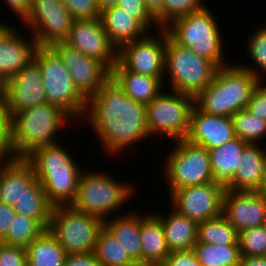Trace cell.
Segmentation results:
<instances>
[{
    "mask_svg": "<svg viewBox=\"0 0 266 266\" xmlns=\"http://www.w3.org/2000/svg\"><path fill=\"white\" fill-rule=\"evenodd\" d=\"M153 214L161 221L167 246L171 251L191 250L197 242L198 223L175 210L164 214Z\"/></svg>",
    "mask_w": 266,
    "mask_h": 266,
    "instance_id": "cell-27",
    "label": "cell"
},
{
    "mask_svg": "<svg viewBox=\"0 0 266 266\" xmlns=\"http://www.w3.org/2000/svg\"><path fill=\"white\" fill-rule=\"evenodd\" d=\"M217 70L212 61L180 46L167 33L165 72L171 77L170 90L195 98L212 82Z\"/></svg>",
    "mask_w": 266,
    "mask_h": 266,
    "instance_id": "cell-8",
    "label": "cell"
},
{
    "mask_svg": "<svg viewBox=\"0 0 266 266\" xmlns=\"http://www.w3.org/2000/svg\"><path fill=\"white\" fill-rule=\"evenodd\" d=\"M9 25L0 22V37L9 29Z\"/></svg>",
    "mask_w": 266,
    "mask_h": 266,
    "instance_id": "cell-51",
    "label": "cell"
},
{
    "mask_svg": "<svg viewBox=\"0 0 266 266\" xmlns=\"http://www.w3.org/2000/svg\"><path fill=\"white\" fill-rule=\"evenodd\" d=\"M265 85V86H264ZM247 109L256 117L266 120V84L261 80L251 94Z\"/></svg>",
    "mask_w": 266,
    "mask_h": 266,
    "instance_id": "cell-42",
    "label": "cell"
},
{
    "mask_svg": "<svg viewBox=\"0 0 266 266\" xmlns=\"http://www.w3.org/2000/svg\"><path fill=\"white\" fill-rule=\"evenodd\" d=\"M0 266H27L25 247L9 245L0 241Z\"/></svg>",
    "mask_w": 266,
    "mask_h": 266,
    "instance_id": "cell-41",
    "label": "cell"
},
{
    "mask_svg": "<svg viewBox=\"0 0 266 266\" xmlns=\"http://www.w3.org/2000/svg\"><path fill=\"white\" fill-rule=\"evenodd\" d=\"M194 106L193 96L172 90L169 93L161 91L146 105V124L150 137L166 135L173 141L185 139Z\"/></svg>",
    "mask_w": 266,
    "mask_h": 266,
    "instance_id": "cell-9",
    "label": "cell"
},
{
    "mask_svg": "<svg viewBox=\"0 0 266 266\" xmlns=\"http://www.w3.org/2000/svg\"><path fill=\"white\" fill-rule=\"evenodd\" d=\"M22 22L30 27L32 32L28 34L38 46L51 47L68 39L73 18L61 0H32L31 10Z\"/></svg>",
    "mask_w": 266,
    "mask_h": 266,
    "instance_id": "cell-12",
    "label": "cell"
},
{
    "mask_svg": "<svg viewBox=\"0 0 266 266\" xmlns=\"http://www.w3.org/2000/svg\"><path fill=\"white\" fill-rule=\"evenodd\" d=\"M204 0H165L162 7V29L174 19L204 9Z\"/></svg>",
    "mask_w": 266,
    "mask_h": 266,
    "instance_id": "cell-38",
    "label": "cell"
},
{
    "mask_svg": "<svg viewBox=\"0 0 266 266\" xmlns=\"http://www.w3.org/2000/svg\"><path fill=\"white\" fill-rule=\"evenodd\" d=\"M159 266H202L197 260L194 251H171Z\"/></svg>",
    "mask_w": 266,
    "mask_h": 266,
    "instance_id": "cell-43",
    "label": "cell"
},
{
    "mask_svg": "<svg viewBox=\"0 0 266 266\" xmlns=\"http://www.w3.org/2000/svg\"><path fill=\"white\" fill-rule=\"evenodd\" d=\"M225 190L215 181L176 189L169 194L171 209L197 223L218 217Z\"/></svg>",
    "mask_w": 266,
    "mask_h": 266,
    "instance_id": "cell-14",
    "label": "cell"
},
{
    "mask_svg": "<svg viewBox=\"0 0 266 266\" xmlns=\"http://www.w3.org/2000/svg\"><path fill=\"white\" fill-rule=\"evenodd\" d=\"M192 250L202 266H239V245H219L196 242Z\"/></svg>",
    "mask_w": 266,
    "mask_h": 266,
    "instance_id": "cell-31",
    "label": "cell"
},
{
    "mask_svg": "<svg viewBox=\"0 0 266 266\" xmlns=\"http://www.w3.org/2000/svg\"><path fill=\"white\" fill-rule=\"evenodd\" d=\"M222 215L239 233L266 224V194L226 189Z\"/></svg>",
    "mask_w": 266,
    "mask_h": 266,
    "instance_id": "cell-18",
    "label": "cell"
},
{
    "mask_svg": "<svg viewBox=\"0 0 266 266\" xmlns=\"http://www.w3.org/2000/svg\"><path fill=\"white\" fill-rule=\"evenodd\" d=\"M105 173L83 170L78 180L75 199L70 207L103 220L109 216L112 218L113 212H117L116 210L121 209L130 197H133L135 187L128 182L121 183L114 176L112 178Z\"/></svg>",
    "mask_w": 266,
    "mask_h": 266,
    "instance_id": "cell-6",
    "label": "cell"
},
{
    "mask_svg": "<svg viewBox=\"0 0 266 266\" xmlns=\"http://www.w3.org/2000/svg\"><path fill=\"white\" fill-rule=\"evenodd\" d=\"M104 228L100 217L78 212L70 206L54 207L48 230L68 254L94 252L99 232Z\"/></svg>",
    "mask_w": 266,
    "mask_h": 266,
    "instance_id": "cell-10",
    "label": "cell"
},
{
    "mask_svg": "<svg viewBox=\"0 0 266 266\" xmlns=\"http://www.w3.org/2000/svg\"><path fill=\"white\" fill-rule=\"evenodd\" d=\"M94 253L101 266H138L105 227L99 232Z\"/></svg>",
    "mask_w": 266,
    "mask_h": 266,
    "instance_id": "cell-32",
    "label": "cell"
},
{
    "mask_svg": "<svg viewBox=\"0 0 266 266\" xmlns=\"http://www.w3.org/2000/svg\"><path fill=\"white\" fill-rule=\"evenodd\" d=\"M235 135L247 144H260L266 138V120L254 116L247 108L232 117Z\"/></svg>",
    "mask_w": 266,
    "mask_h": 266,
    "instance_id": "cell-34",
    "label": "cell"
},
{
    "mask_svg": "<svg viewBox=\"0 0 266 266\" xmlns=\"http://www.w3.org/2000/svg\"><path fill=\"white\" fill-rule=\"evenodd\" d=\"M111 76L128 97L145 105L150 103L162 91V88H165L159 78L126 70L118 61L111 69Z\"/></svg>",
    "mask_w": 266,
    "mask_h": 266,
    "instance_id": "cell-25",
    "label": "cell"
},
{
    "mask_svg": "<svg viewBox=\"0 0 266 266\" xmlns=\"http://www.w3.org/2000/svg\"><path fill=\"white\" fill-rule=\"evenodd\" d=\"M247 143L237 136L219 147L208 150L214 181L226 187L237 173L242 149Z\"/></svg>",
    "mask_w": 266,
    "mask_h": 266,
    "instance_id": "cell-28",
    "label": "cell"
},
{
    "mask_svg": "<svg viewBox=\"0 0 266 266\" xmlns=\"http://www.w3.org/2000/svg\"><path fill=\"white\" fill-rule=\"evenodd\" d=\"M140 215L141 266H159L170 254L161 221L151 212Z\"/></svg>",
    "mask_w": 266,
    "mask_h": 266,
    "instance_id": "cell-23",
    "label": "cell"
},
{
    "mask_svg": "<svg viewBox=\"0 0 266 266\" xmlns=\"http://www.w3.org/2000/svg\"><path fill=\"white\" fill-rule=\"evenodd\" d=\"M7 7L11 8L16 16L20 17V20H24L31 10L32 0H4Z\"/></svg>",
    "mask_w": 266,
    "mask_h": 266,
    "instance_id": "cell-47",
    "label": "cell"
},
{
    "mask_svg": "<svg viewBox=\"0 0 266 266\" xmlns=\"http://www.w3.org/2000/svg\"><path fill=\"white\" fill-rule=\"evenodd\" d=\"M116 6L122 8L130 16L136 19L149 33L153 32L154 25L156 32L161 28L157 26V22L155 17L151 14V12L147 9L144 0H118ZM150 28V29H149ZM152 29V31H151Z\"/></svg>",
    "mask_w": 266,
    "mask_h": 266,
    "instance_id": "cell-39",
    "label": "cell"
},
{
    "mask_svg": "<svg viewBox=\"0 0 266 266\" xmlns=\"http://www.w3.org/2000/svg\"><path fill=\"white\" fill-rule=\"evenodd\" d=\"M73 20H91L101 17L97 0H61Z\"/></svg>",
    "mask_w": 266,
    "mask_h": 266,
    "instance_id": "cell-40",
    "label": "cell"
},
{
    "mask_svg": "<svg viewBox=\"0 0 266 266\" xmlns=\"http://www.w3.org/2000/svg\"><path fill=\"white\" fill-rule=\"evenodd\" d=\"M25 249L27 266H64L68 255L49 230H45Z\"/></svg>",
    "mask_w": 266,
    "mask_h": 266,
    "instance_id": "cell-30",
    "label": "cell"
},
{
    "mask_svg": "<svg viewBox=\"0 0 266 266\" xmlns=\"http://www.w3.org/2000/svg\"><path fill=\"white\" fill-rule=\"evenodd\" d=\"M235 137L231 117L208 114L195 104L191 112L190 129L186 140L209 150Z\"/></svg>",
    "mask_w": 266,
    "mask_h": 266,
    "instance_id": "cell-19",
    "label": "cell"
},
{
    "mask_svg": "<svg viewBox=\"0 0 266 266\" xmlns=\"http://www.w3.org/2000/svg\"><path fill=\"white\" fill-rule=\"evenodd\" d=\"M238 243L241 255L266 256V224L240 231Z\"/></svg>",
    "mask_w": 266,
    "mask_h": 266,
    "instance_id": "cell-37",
    "label": "cell"
},
{
    "mask_svg": "<svg viewBox=\"0 0 266 266\" xmlns=\"http://www.w3.org/2000/svg\"><path fill=\"white\" fill-rule=\"evenodd\" d=\"M15 215L13 206L0 202V241L6 236Z\"/></svg>",
    "mask_w": 266,
    "mask_h": 266,
    "instance_id": "cell-46",
    "label": "cell"
},
{
    "mask_svg": "<svg viewBox=\"0 0 266 266\" xmlns=\"http://www.w3.org/2000/svg\"><path fill=\"white\" fill-rule=\"evenodd\" d=\"M36 180L25 158L0 159V202L14 206Z\"/></svg>",
    "mask_w": 266,
    "mask_h": 266,
    "instance_id": "cell-21",
    "label": "cell"
},
{
    "mask_svg": "<svg viewBox=\"0 0 266 266\" xmlns=\"http://www.w3.org/2000/svg\"><path fill=\"white\" fill-rule=\"evenodd\" d=\"M255 29L253 34L248 36L249 41L247 43V51L250 55L248 57L253 62L251 64L253 67L248 64L246 66L244 64L239 65L263 82L262 78L266 75V25L263 24V27L260 25L259 28L256 27Z\"/></svg>",
    "mask_w": 266,
    "mask_h": 266,
    "instance_id": "cell-36",
    "label": "cell"
},
{
    "mask_svg": "<svg viewBox=\"0 0 266 266\" xmlns=\"http://www.w3.org/2000/svg\"><path fill=\"white\" fill-rule=\"evenodd\" d=\"M100 18L110 42L117 50L122 45L139 40L148 34L136 19L116 5L102 11Z\"/></svg>",
    "mask_w": 266,
    "mask_h": 266,
    "instance_id": "cell-24",
    "label": "cell"
},
{
    "mask_svg": "<svg viewBox=\"0 0 266 266\" xmlns=\"http://www.w3.org/2000/svg\"><path fill=\"white\" fill-rule=\"evenodd\" d=\"M46 102L41 69L33 58L5 81L3 103L10 118L14 113Z\"/></svg>",
    "mask_w": 266,
    "mask_h": 266,
    "instance_id": "cell-16",
    "label": "cell"
},
{
    "mask_svg": "<svg viewBox=\"0 0 266 266\" xmlns=\"http://www.w3.org/2000/svg\"><path fill=\"white\" fill-rule=\"evenodd\" d=\"M64 266H101L94 252L68 254Z\"/></svg>",
    "mask_w": 266,
    "mask_h": 266,
    "instance_id": "cell-45",
    "label": "cell"
},
{
    "mask_svg": "<svg viewBox=\"0 0 266 266\" xmlns=\"http://www.w3.org/2000/svg\"><path fill=\"white\" fill-rule=\"evenodd\" d=\"M34 58L41 69L46 102L62 108L73 119L82 120L87 99L77 90L58 54L51 47L38 46Z\"/></svg>",
    "mask_w": 266,
    "mask_h": 266,
    "instance_id": "cell-7",
    "label": "cell"
},
{
    "mask_svg": "<svg viewBox=\"0 0 266 266\" xmlns=\"http://www.w3.org/2000/svg\"><path fill=\"white\" fill-rule=\"evenodd\" d=\"M10 28L0 37V77L5 82L19 72L33 58L38 47L37 41L29 39ZM27 39V40H26Z\"/></svg>",
    "mask_w": 266,
    "mask_h": 266,
    "instance_id": "cell-20",
    "label": "cell"
},
{
    "mask_svg": "<svg viewBox=\"0 0 266 266\" xmlns=\"http://www.w3.org/2000/svg\"><path fill=\"white\" fill-rule=\"evenodd\" d=\"M197 242L219 245H239L238 232L221 214L198 223Z\"/></svg>",
    "mask_w": 266,
    "mask_h": 266,
    "instance_id": "cell-33",
    "label": "cell"
},
{
    "mask_svg": "<svg viewBox=\"0 0 266 266\" xmlns=\"http://www.w3.org/2000/svg\"><path fill=\"white\" fill-rule=\"evenodd\" d=\"M207 7L174 19L164 29L174 42L212 61L220 68L228 65V61L223 59L225 54L220 26Z\"/></svg>",
    "mask_w": 266,
    "mask_h": 266,
    "instance_id": "cell-5",
    "label": "cell"
},
{
    "mask_svg": "<svg viewBox=\"0 0 266 266\" xmlns=\"http://www.w3.org/2000/svg\"><path fill=\"white\" fill-rule=\"evenodd\" d=\"M157 34L149 32L139 40L122 45L117 52V61L126 70L156 77L164 82L167 78L165 74L167 31L160 29Z\"/></svg>",
    "mask_w": 266,
    "mask_h": 266,
    "instance_id": "cell-13",
    "label": "cell"
},
{
    "mask_svg": "<svg viewBox=\"0 0 266 266\" xmlns=\"http://www.w3.org/2000/svg\"><path fill=\"white\" fill-rule=\"evenodd\" d=\"M259 81L238 63H228L218 68L212 82L195 97V104L208 114L232 117L247 108Z\"/></svg>",
    "mask_w": 266,
    "mask_h": 266,
    "instance_id": "cell-4",
    "label": "cell"
},
{
    "mask_svg": "<svg viewBox=\"0 0 266 266\" xmlns=\"http://www.w3.org/2000/svg\"><path fill=\"white\" fill-rule=\"evenodd\" d=\"M260 193L266 194V155H265V172H264V180L260 189Z\"/></svg>",
    "mask_w": 266,
    "mask_h": 266,
    "instance_id": "cell-50",
    "label": "cell"
},
{
    "mask_svg": "<svg viewBox=\"0 0 266 266\" xmlns=\"http://www.w3.org/2000/svg\"><path fill=\"white\" fill-rule=\"evenodd\" d=\"M70 118L48 102L14 113L9 118L10 157L26 158L36 148L61 143L55 137Z\"/></svg>",
    "mask_w": 266,
    "mask_h": 266,
    "instance_id": "cell-2",
    "label": "cell"
},
{
    "mask_svg": "<svg viewBox=\"0 0 266 266\" xmlns=\"http://www.w3.org/2000/svg\"><path fill=\"white\" fill-rule=\"evenodd\" d=\"M239 266H266V256L241 255Z\"/></svg>",
    "mask_w": 266,
    "mask_h": 266,
    "instance_id": "cell-48",
    "label": "cell"
},
{
    "mask_svg": "<svg viewBox=\"0 0 266 266\" xmlns=\"http://www.w3.org/2000/svg\"><path fill=\"white\" fill-rule=\"evenodd\" d=\"M266 148L262 143L246 144L233 180L225 187L231 191L260 192L265 172Z\"/></svg>",
    "mask_w": 266,
    "mask_h": 266,
    "instance_id": "cell-22",
    "label": "cell"
},
{
    "mask_svg": "<svg viewBox=\"0 0 266 266\" xmlns=\"http://www.w3.org/2000/svg\"><path fill=\"white\" fill-rule=\"evenodd\" d=\"M4 86H5V82L0 77V100H3L4 98Z\"/></svg>",
    "mask_w": 266,
    "mask_h": 266,
    "instance_id": "cell-52",
    "label": "cell"
},
{
    "mask_svg": "<svg viewBox=\"0 0 266 266\" xmlns=\"http://www.w3.org/2000/svg\"><path fill=\"white\" fill-rule=\"evenodd\" d=\"M9 117L6 113L3 100L0 101V159H9Z\"/></svg>",
    "mask_w": 266,
    "mask_h": 266,
    "instance_id": "cell-44",
    "label": "cell"
},
{
    "mask_svg": "<svg viewBox=\"0 0 266 266\" xmlns=\"http://www.w3.org/2000/svg\"><path fill=\"white\" fill-rule=\"evenodd\" d=\"M58 54L77 90L88 100L101 88L111 76V71L97 59L86 56L66 42H58L51 46Z\"/></svg>",
    "mask_w": 266,
    "mask_h": 266,
    "instance_id": "cell-15",
    "label": "cell"
},
{
    "mask_svg": "<svg viewBox=\"0 0 266 266\" xmlns=\"http://www.w3.org/2000/svg\"><path fill=\"white\" fill-rule=\"evenodd\" d=\"M88 57L102 62L110 71L117 63V48L110 42L101 18L73 20L65 41Z\"/></svg>",
    "mask_w": 266,
    "mask_h": 266,
    "instance_id": "cell-17",
    "label": "cell"
},
{
    "mask_svg": "<svg viewBox=\"0 0 266 266\" xmlns=\"http://www.w3.org/2000/svg\"><path fill=\"white\" fill-rule=\"evenodd\" d=\"M174 149L166 157L164 178L169 194L191 185L213 182L208 150L186 139L174 141Z\"/></svg>",
    "mask_w": 266,
    "mask_h": 266,
    "instance_id": "cell-11",
    "label": "cell"
},
{
    "mask_svg": "<svg viewBox=\"0 0 266 266\" xmlns=\"http://www.w3.org/2000/svg\"><path fill=\"white\" fill-rule=\"evenodd\" d=\"M82 119H87L85 122L92 127L110 157L119 156L129 146L150 137L146 105L128 97L112 76L87 100Z\"/></svg>",
    "mask_w": 266,
    "mask_h": 266,
    "instance_id": "cell-1",
    "label": "cell"
},
{
    "mask_svg": "<svg viewBox=\"0 0 266 266\" xmlns=\"http://www.w3.org/2000/svg\"><path fill=\"white\" fill-rule=\"evenodd\" d=\"M34 168L53 207L70 206L75 199L82 165L59 143L36 148L25 158Z\"/></svg>",
    "mask_w": 266,
    "mask_h": 266,
    "instance_id": "cell-3",
    "label": "cell"
},
{
    "mask_svg": "<svg viewBox=\"0 0 266 266\" xmlns=\"http://www.w3.org/2000/svg\"><path fill=\"white\" fill-rule=\"evenodd\" d=\"M15 213L36 220L48 230L53 206L48 201L44 188L36 180L13 206Z\"/></svg>",
    "mask_w": 266,
    "mask_h": 266,
    "instance_id": "cell-29",
    "label": "cell"
},
{
    "mask_svg": "<svg viewBox=\"0 0 266 266\" xmlns=\"http://www.w3.org/2000/svg\"><path fill=\"white\" fill-rule=\"evenodd\" d=\"M118 0H97L99 11L102 12L107 8L113 7L117 4Z\"/></svg>",
    "mask_w": 266,
    "mask_h": 266,
    "instance_id": "cell-49",
    "label": "cell"
},
{
    "mask_svg": "<svg viewBox=\"0 0 266 266\" xmlns=\"http://www.w3.org/2000/svg\"><path fill=\"white\" fill-rule=\"evenodd\" d=\"M104 220V227L126 249L131 259L141 266L140 214L136 211L118 214L119 216Z\"/></svg>",
    "mask_w": 266,
    "mask_h": 266,
    "instance_id": "cell-26",
    "label": "cell"
},
{
    "mask_svg": "<svg viewBox=\"0 0 266 266\" xmlns=\"http://www.w3.org/2000/svg\"><path fill=\"white\" fill-rule=\"evenodd\" d=\"M45 229L34 219L16 214L6 236L1 242L14 246L27 247Z\"/></svg>",
    "mask_w": 266,
    "mask_h": 266,
    "instance_id": "cell-35",
    "label": "cell"
}]
</instances>
